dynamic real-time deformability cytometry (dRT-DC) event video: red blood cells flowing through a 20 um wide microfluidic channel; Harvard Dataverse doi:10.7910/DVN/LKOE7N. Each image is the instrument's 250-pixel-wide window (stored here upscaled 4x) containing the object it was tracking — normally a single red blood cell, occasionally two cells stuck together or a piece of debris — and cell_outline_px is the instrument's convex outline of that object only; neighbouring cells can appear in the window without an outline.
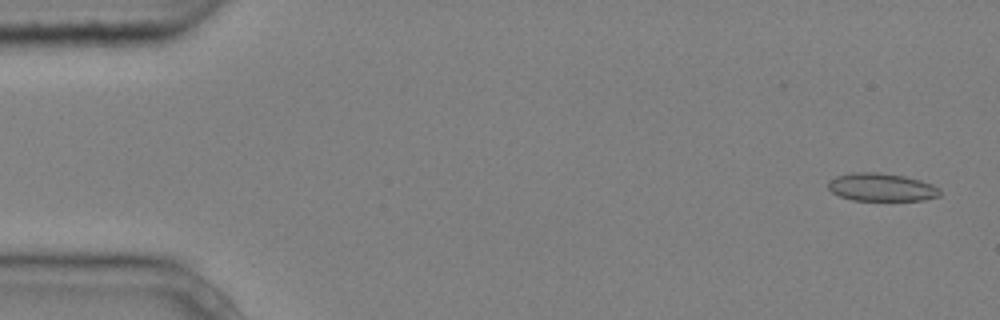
{"species": "common noctule bat (a hibernating species)", "species_latin": "Nyctalus noctula", "temperature_condition": "cold", "stored_images_in_passage": 9, "camera_frame_rate_fps": 3000, "um_per_image_px": 0.085, "animal": {"sex": "male", "body_mass_g": 20.4}, "frame": {"image": 1, "passage_image": 1, "time_ms": 0.0, "image_size_px": [1000, 320], "cell_outline_px": [[940, 196], [924, 200], [852, 200], [840, 196], [832, 192], [828, 188], [828, 180], [836, 176], [852, 172], [880, 172], [904, 176], [920, 180], [932, 184], [940, 188]], "centroid_in_image_um": [74.92, 15.91], "position_along_channel_um": 10.1, "area_um2": 18.32}}
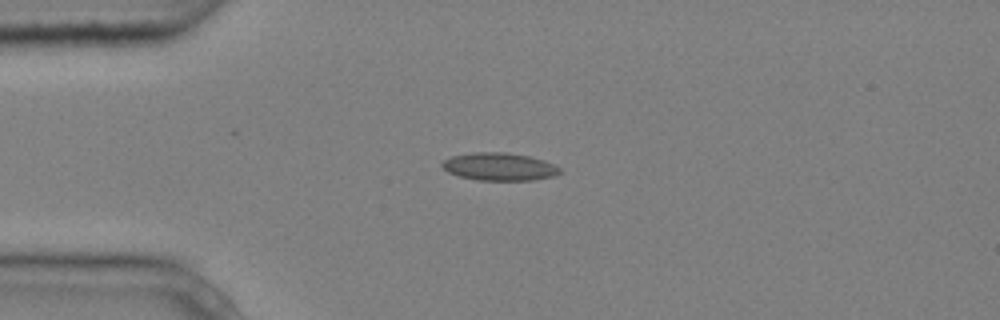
{"frame": {"image": 2, "passage_image": 4, "time_ms": 1.0, "image_size_px": [1000, 320], "cell_outline_px": [[560, 172], [552, 176], [532, 180], [476, 180], [460, 176], [448, 172], [440, 164], [444, 160], [452, 156], [472, 152], [504, 152], [528, 156], [544, 160], [556, 164], [560, 168]], "centroid_in_image_um": [42.44, 14.16], "position_along_channel_um": 42.6, "area_um2": 18.96}}
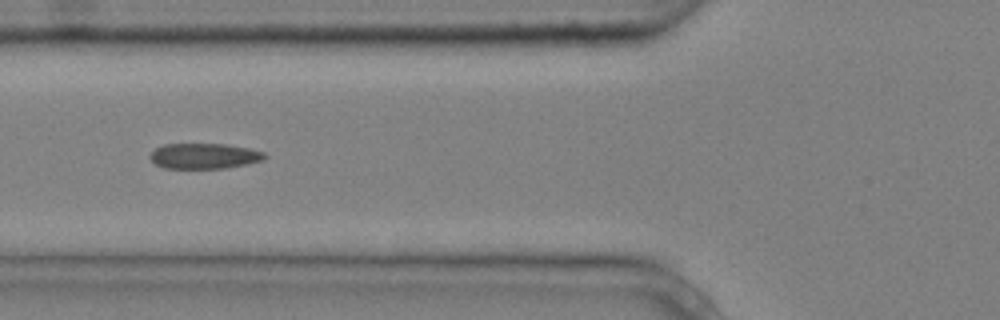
{"frame": {"image": 3, "passage_image": 6, "time_ms": 1.667, "image_size_px": [1000, 320], "cell_outline_px": [[268, 156], [264, 160], [248, 164], [228, 168], [164, 168], [156, 164], [148, 156], [156, 148], [164, 144], [224, 144], [248, 148], [264, 152]], "centroid_in_image_um": [17.39, 13.26], "position_along_channel_um": 108.4, "area_um2": 17.05}}